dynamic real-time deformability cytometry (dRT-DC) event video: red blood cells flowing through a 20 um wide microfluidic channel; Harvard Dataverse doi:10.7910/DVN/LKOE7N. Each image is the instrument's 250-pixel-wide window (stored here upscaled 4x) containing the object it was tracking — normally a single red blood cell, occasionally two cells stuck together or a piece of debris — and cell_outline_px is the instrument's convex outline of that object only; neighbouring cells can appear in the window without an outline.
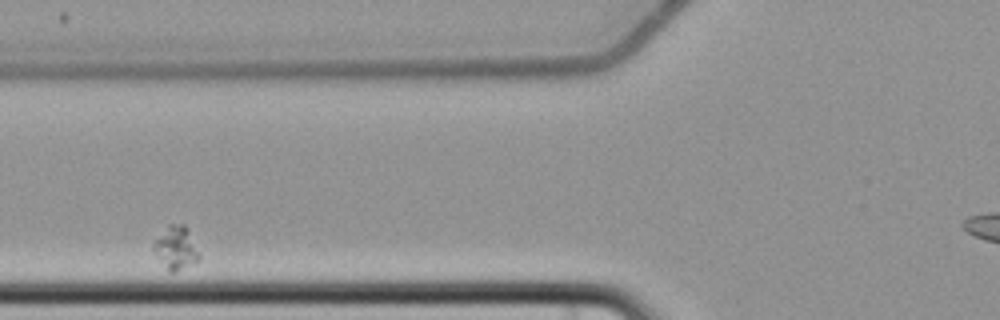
{"species": "common noctule bat (a hibernating species)", "species_latin": "Nyctalus noctula", "temperature_condition": "cold", "stored_images_in_passage": 7, "camera_frame_rate_fps": 3000, "um_per_image_px": 0.085, "animal": {"sex": "female", "body_mass_g": 22.7, "forearm_length_mm": 54.2}, "frame": {"image": 1, "passage_image": 5, "time_ms": 5.0, "image_size_px": [1000, 320], "cell_outline_px": [[200, 256], [196, 260], [176, 272], [168, 272], [152, 252], [152, 244], [168, 224], [184, 224], [188, 228], [200, 252]], "centroid_in_image_um": [14.92, 21.06], "position_along_channel_um": 110.9, "area_um2": 11.62}}
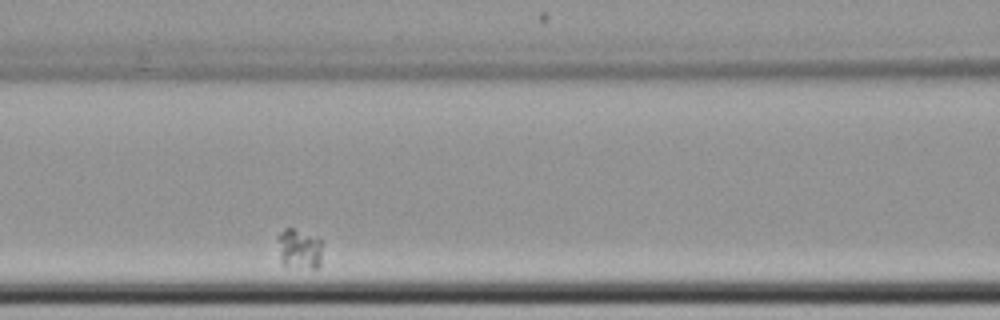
{"frame": {"image": 2, "passage_image": 6, "time_ms": 6.0, "image_size_px": [1000, 320], "cell_outline_px": [[320, 264], [316, 268], [284, 268], [280, 260], [276, 236], [284, 228], [292, 228], [316, 236], [320, 240]], "centroid_in_image_um": [25.36, 21.18], "position_along_channel_um": 141.2, "area_um2": 10.75}}
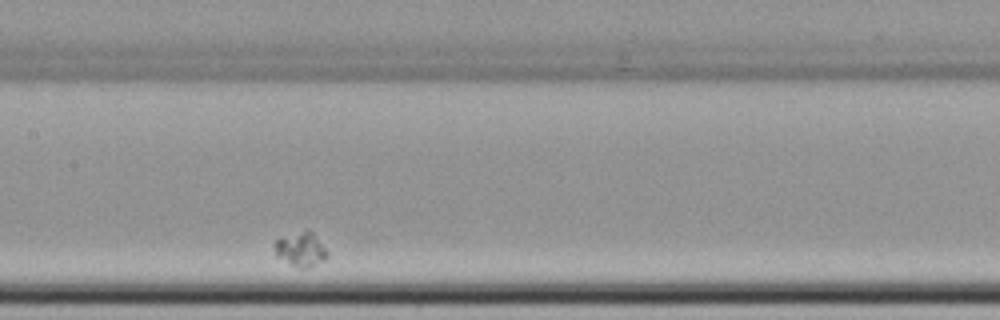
{"frame": {"image": 3, "passage_image": 7, "time_ms": 7.333, "image_size_px": [1000, 320], "cell_outline_px": [[328, 256], [324, 260], [308, 268], [300, 268], [276, 256], [276, 240], [308, 228], [312, 232], [328, 252]], "centroid_in_image_um": [25.61, 21.19], "position_along_channel_um": 181.8, "area_um2": 10.17}}